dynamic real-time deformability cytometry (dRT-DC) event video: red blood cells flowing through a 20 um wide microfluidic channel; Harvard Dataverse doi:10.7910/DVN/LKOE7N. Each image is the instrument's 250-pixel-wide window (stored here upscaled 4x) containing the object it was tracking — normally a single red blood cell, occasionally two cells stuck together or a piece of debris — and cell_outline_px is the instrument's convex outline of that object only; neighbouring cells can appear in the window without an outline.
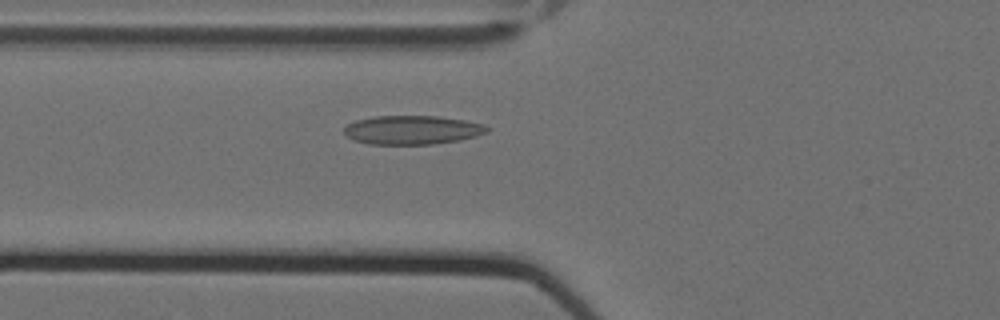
{"species": "Egyptian fruit bat (a non-hibernating species)", "species_latin": "Rousettus aegyptiacus", "temperature_condition": "cold", "stored_images_in_passage": 55, "camera_frame_rate_fps": 3000, "um_per_image_px": 0.085, "animal": {"sex": "female"}, "frame": {"image": 1, "passage_image": 19, "time_ms": 6.0, "image_size_px": [1000, 320], "cell_outline_px": [[488, 132], [476, 136], [460, 140], [432, 144], [368, 144], [352, 140], [344, 132], [344, 128], [348, 124], [356, 120], [372, 116], [440, 116], [464, 120], [484, 124], [488, 128]], "centroid_in_image_um": [35.03, 11.04], "position_along_channel_um": 90.8, "area_um2": 24.1}}
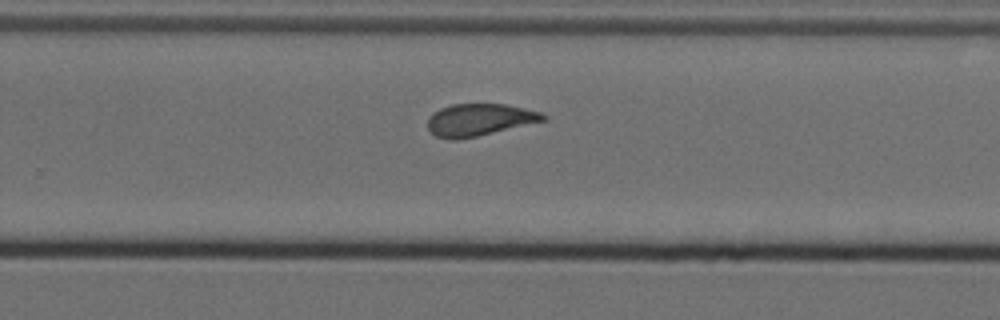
{"frame": {"image": 2, "passage_image": 36, "time_ms": 11.667, "image_size_px": [1000, 320], "cell_outline_px": [[548, 120], [476, 136], [456, 140], [448, 140], [436, 136], [428, 128], [428, 116], [432, 112], [448, 104], [504, 104], [524, 108], [540, 112], [548, 116]], "centroid_in_image_um": [40.73, 10.17], "position_along_channel_um": 289.1, "area_um2": 21.73}}
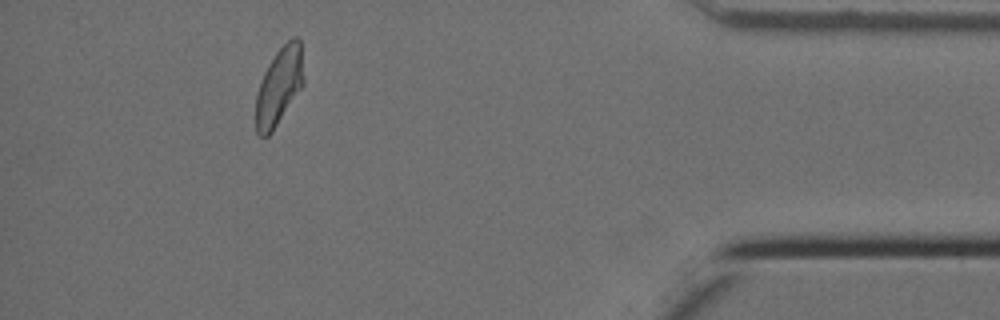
{"frame": {"image": 3, "passage_image": 50, "time_ms": 16.333, "image_size_px": [1000, 320], "cell_outline_px": [[304, 84], [272, 132], [268, 136], [260, 136], [256, 132], [256, 92], [264, 72], [268, 64], [276, 52], [288, 40], [296, 36], [300, 40], [304, 80]], "centroid_in_image_um": [23.72, 7.33], "position_along_channel_um": 411.5, "area_um2": 21.5}, "authors_computed_cell_mechanics": {"area_um2": 22.5998, "velocity_mm_per_s": 3.493, "shape_relaxation_time_tau1_ms": 6.2065, "shape_relaxation_time_tau2_ms": 1.9631, "deformation_change_tau1": 0.1641, "deformation_change_tau2": 0.0903}}